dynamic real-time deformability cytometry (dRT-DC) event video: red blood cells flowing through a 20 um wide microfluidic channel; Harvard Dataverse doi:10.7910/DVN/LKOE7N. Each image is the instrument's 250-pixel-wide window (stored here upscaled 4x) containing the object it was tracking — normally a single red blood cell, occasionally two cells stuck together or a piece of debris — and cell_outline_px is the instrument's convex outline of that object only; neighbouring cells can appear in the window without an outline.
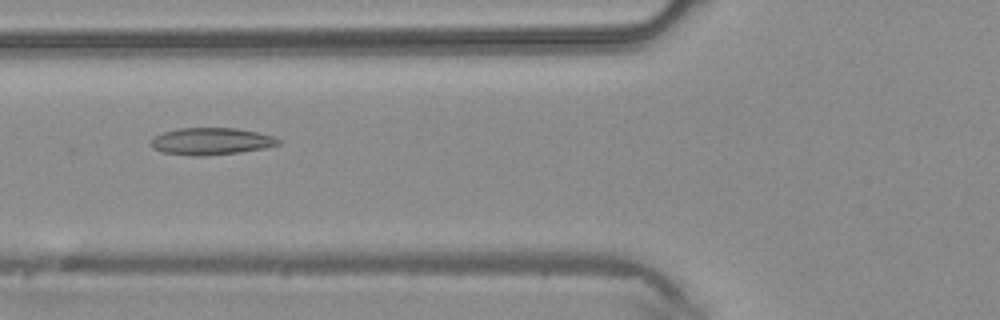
{"species": "common noctule bat (a hibernating species)", "species_latin": "Nyctalus noctula", "temperature_condition": "warm", "stored_images_in_passage": 37, "camera_frame_rate_fps": 3000, "um_per_image_px": 0.085, "animal": {"sex": "male", "body_mass_g": 20.4}, "frame": {"image": 1, "passage_image": 9, "time_ms": 2.667, "image_size_px": [1000, 320], "cell_outline_px": [[284, 140], [280, 144], [264, 148], [240, 152], [204, 156], [192, 156], [164, 152], [152, 148], [152, 140], [156, 136], [164, 132], [180, 128], [236, 128], [256, 132], [272, 136]], "centroid_in_image_um": [18.0, 12.01], "position_along_channel_um": 107.8, "area_um2": 19.94}}
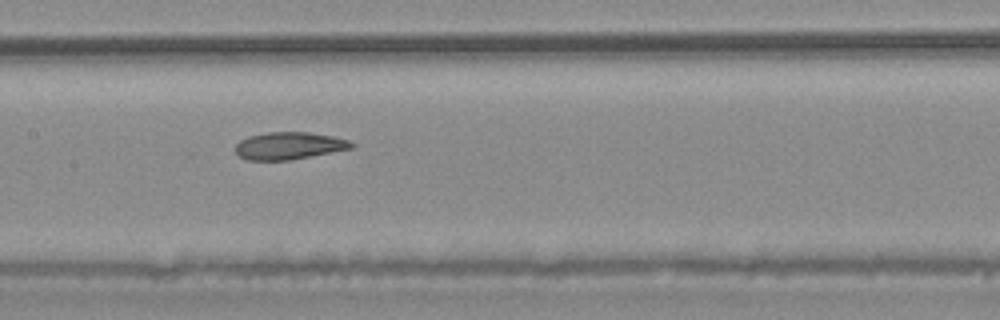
{"frame": {"image": 2, "passage_image": 14, "time_ms": 4.333, "image_size_px": [1000, 320], "cell_outline_px": [[356, 144], [352, 148], [292, 160], [248, 160], [240, 156], [236, 152], [236, 144], [240, 140], [248, 136], [268, 132], [312, 132], [336, 136], [352, 140]], "centroid_in_image_um": [24.63, 12.38], "position_along_channel_um": 182.8, "area_um2": 18.73}}
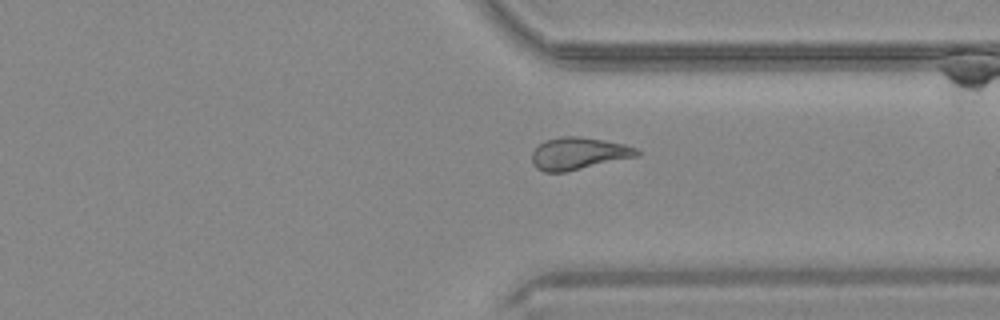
{"frame": {"image": 3, "passage_image": 26, "time_ms": 8.333, "image_size_px": [1000, 320], "cell_outline_px": [[640, 156], [568, 172], [544, 172], [536, 168], [532, 164], [532, 152], [544, 140], [560, 136], [576, 136], [604, 140], [624, 144], [636, 148], [640, 152]], "centroid_in_image_um": [49.18, 13.06], "position_along_channel_um": 362.2, "area_um2": 20.0}}